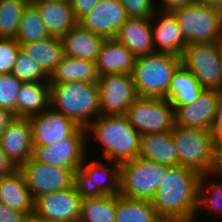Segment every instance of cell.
<instances>
[{"instance_id":"d6986e66","label":"cell","mask_w":222,"mask_h":222,"mask_svg":"<svg viewBox=\"0 0 222 222\" xmlns=\"http://www.w3.org/2000/svg\"><path fill=\"white\" fill-rule=\"evenodd\" d=\"M156 11L151 17L155 52L168 53L181 57L188 45L179 23L172 12ZM158 16L157 19L155 18ZM156 19V20H155ZM154 22L156 23H153ZM158 46V47H156ZM157 48V49H156Z\"/></svg>"},{"instance_id":"ab89813d","label":"cell","mask_w":222,"mask_h":222,"mask_svg":"<svg viewBox=\"0 0 222 222\" xmlns=\"http://www.w3.org/2000/svg\"><path fill=\"white\" fill-rule=\"evenodd\" d=\"M29 215L0 202V222H28Z\"/></svg>"},{"instance_id":"74e56055","label":"cell","mask_w":222,"mask_h":222,"mask_svg":"<svg viewBox=\"0 0 222 222\" xmlns=\"http://www.w3.org/2000/svg\"><path fill=\"white\" fill-rule=\"evenodd\" d=\"M128 18L152 17L156 12L154 0H120Z\"/></svg>"},{"instance_id":"cb8c5ba5","label":"cell","mask_w":222,"mask_h":222,"mask_svg":"<svg viewBox=\"0 0 222 222\" xmlns=\"http://www.w3.org/2000/svg\"><path fill=\"white\" fill-rule=\"evenodd\" d=\"M0 202L12 209L24 211L29 216L33 215L34 199L20 169L0 176Z\"/></svg>"},{"instance_id":"ffe728a7","label":"cell","mask_w":222,"mask_h":222,"mask_svg":"<svg viewBox=\"0 0 222 222\" xmlns=\"http://www.w3.org/2000/svg\"><path fill=\"white\" fill-rule=\"evenodd\" d=\"M115 39L124 44L135 57L154 53L151 17L128 18Z\"/></svg>"},{"instance_id":"7bdbcfd3","label":"cell","mask_w":222,"mask_h":222,"mask_svg":"<svg viewBox=\"0 0 222 222\" xmlns=\"http://www.w3.org/2000/svg\"><path fill=\"white\" fill-rule=\"evenodd\" d=\"M161 1V0H160ZM196 0H162V6L161 9H157V11H162V12H172L174 9H177L179 7H184L185 5L192 4Z\"/></svg>"},{"instance_id":"83f0119b","label":"cell","mask_w":222,"mask_h":222,"mask_svg":"<svg viewBox=\"0 0 222 222\" xmlns=\"http://www.w3.org/2000/svg\"><path fill=\"white\" fill-rule=\"evenodd\" d=\"M20 47L48 76L63 57V45L59 37L51 36L37 42L22 43Z\"/></svg>"},{"instance_id":"8d00e7d4","label":"cell","mask_w":222,"mask_h":222,"mask_svg":"<svg viewBox=\"0 0 222 222\" xmlns=\"http://www.w3.org/2000/svg\"><path fill=\"white\" fill-rule=\"evenodd\" d=\"M20 50L16 39L0 38V74L11 73Z\"/></svg>"},{"instance_id":"603a6c76","label":"cell","mask_w":222,"mask_h":222,"mask_svg":"<svg viewBox=\"0 0 222 222\" xmlns=\"http://www.w3.org/2000/svg\"><path fill=\"white\" fill-rule=\"evenodd\" d=\"M33 2L50 36L61 38L77 21L69 0H38Z\"/></svg>"},{"instance_id":"e0dca14e","label":"cell","mask_w":222,"mask_h":222,"mask_svg":"<svg viewBox=\"0 0 222 222\" xmlns=\"http://www.w3.org/2000/svg\"><path fill=\"white\" fill-rule=\"evenodd\" d=\"M128 19L120 0H100L78 23L105 39L115 38L121 26Z\"/></svg>"},{"instance_id":"d4e9b609","label":"cell","mask_w":222,"mask_h":222,"mask_svg":"<svg viewBox=\"0 0 222 222\" xmlns=\"http://www.w3.org/2000/svg\"><path fill=\"white\" fill-rule=\"evenodd\" d=\"M139 157L168 167L178 166V149L172 131L141 135Z\"/></svg>"},{"instance_id":"7402d4cb","label":"cell","mask_w":222,"mask_h":222,"mask_svg":"<svg viewBox=\"0 0 222 222\" xmlns=\"http://www.w3.org/2000/svg\"><path fill=\"white\" fill-rule=\"evenodd\" d=\"M105 38L82 27L78 22L61 37L63 55L96 61Z\"/></svg>"},{"instance_id":"f6af8a7d","label":"cell","mask_w":222,"mask_h":222,"mask_svg":"<svg viewBox=\"0 0 222 222\" xmlns=\"http://www.w3.org/2000/svg\"><path fill=\"white\" fill-rule=\"evenodd\" d=\"M14 114L0 108V135L5 131L6 127L13 120Z\"/></svg>"},{"instance_id":"7dc6e473","label":"cell","mask_w":222,"mask_h":222,"mask_svg":"<svg viewBox=\"0 0 222 222\" xmlns=\"http://www.w3.org/2000/svg\"><path fill=\"white\" fill-rule=\"evenodd\" d=\"M158 222H189L178 218H160Z\"/></svg>"},{"instance_id":"30bf717a","label":"cell","mask_w":222,"mask_h":222,"mask_svg":"<svg viewBox=\"0 0 222 222\" xmlns=\"http://www.w3.org/2000/svg\"><path fill=\"white\" fill-rule=\"evenodd\" d=\"M112 163L111 169L94 159L91 162L83 161L74 172V185L82 198L119 195L120 164Z\"/></svg>"},{"instance_id":"f35d334b","label":"cell","mask_w":222,"mask_h":222,"mask_svg":"<svg viewBox=\"0 0 222 222\" xmlns=\"http://www.w3.org/2000/svg\"><path fill=\"white\" fill-rule=\"evenodd\" d=\"M208 174L222 178V139H214L212 144V161Z\"/></svg>"},{"instance_id":"4fadbf2b","label":"cell","mask_w":222,"mask_h":222,"mask_svg":"<svg viewBox=\"0 0 222 222\" xmlns=\"http://www.w3.org/2000/svg\"><path fill=\"white\" fill-rule=\"evenodd\" d=\"M100 115H125L138 97L131 75L104 74L99 76Z\"/></svg>"},{"instance_id":"ee69618b","label":"cell","mask_w":222,"mask_h":222,"mask_svg":"<svg viewBox=\"0 0 222 222\" xmlns=\"http://www.w3.org/2000/svg\"><path fill=\"white\" fill-rule=\"evenodd\" d=\"M17 168L8 159L6 154L0 148V176H5L13 173Z\"/></svg>"},{"instance_id":"c3c4849f","label":"cell","mask_w":222,"mask_h":222,"mask_svg":"<svg viewBox=\"0 0 222 222\" xmlns=\"http://www.w3.org/2000/svg\"><path fill=\"white\" fill-rule=\"evenodd\" d=\"M28 222H51V221H46L39 217H36L35 215H31L28 219Z\"/></svg>"},{"instance_id":"f546056e","label":"cell","mask_w":222,"mask_h":222,"mask_svg":"<svg viewBox=\"0 0 222 222\" xmlns=\"http://www.w3.org/2000/svg\"><path fill=\"white\" fill-rule=\"evenodd\" d=\"M160 218L151 201L116 195L115 222H158Z\"/></svg>"},{"instance_id":"1f68e13d","label":"cell","mask_w":222,"mask_h":222,"mask_svg":"<svg viewBox=\"0 0 222 222\" xmlns=\"http://www.w3.org/2000/svg\"><path fill=\"white\" fill-rule=\"evenodd\" d=\"M51 37L36 5L29 1L24 7L19 23L16 41L19 44L37 42Z\"/></svg>"},{"instance_id":"836d02e7","label":"cell","mask_w":222,"mask_h":222,"mask_svg":"<svg viewBox=\"0 0 222 222\" xmlns=\"http://www.w3.org/2000/svg\"><path fill=\"white\" fill-rule=\"evenodd\" d=\"M207 178H211L209 174H203L200 176L199 187H198L197 214L199 210H201V207L203 208V206H205V208L209 209L210 212H212L213 210L214 215L216 216L218 215L221 217L222 216V182L220 183V181L219 182L210 181Z\"/></svg>"},{"instance_id":"2e32d148","label":"cell","mask_w":222,"mask_h":222,"mask_svg":"<svg viewBox=\"0 0 222 222\" xmlns=\"http://www.w3.org/2000/svg\"><path fill=\"white\" fill-rule=\"evenodd\" d=\"M219 96L220 91L204 89L192 103L184 106H173L175 125L211 130Z\"/></svg>"},{"instance_id":"5bb4252c","label":"cell","mask_w":222,"mask_h":222,"mask_svg":"<svg viewBox=\"0 0 222 222\" xmlns=\"http://www.w3.org/2000/svg\"><path fill=\"white\" fill-rule=\"evenodd\" d=\"M82 196L75 185L68 189L43 194L34 200L33 215L51 222H78Z\"/></svg>"},{"instance_id":"7a4b0ae2","label":"cell","mask_w":222,"mask_h":222,"mask_svg":"<svg viewBox=\"0 0 222 222\" xmlns=\"http://www.w3.org/2000/svg\"><path fill=\"white\" fill-rule=\"evenodd\" d=\"M86 131L102 145V155L109 162L121 164L139 157L141 134L125 115H99L86 127Z\"/></svg>"},{"instance_id":"d6a6232c","label":"cell","mask_w":222,"mask_h":222,"mask_svg":"<svg viewBox=\"0 0 222 222\" xmlns=\"http://www.w3.org/2000/svg\"><path fill=\"white\" fill-rule=\"evenodd\" d=\"M30 0H0V38H16L24 7Z\"/></svg>"},{"instance_id":"4dcf8cb0","label":"cell","mask_w":222,"mask_h":222,"mask_svg":"<svg viewBox=\"0 0 222 222\" xmlns=\"http://www.w3.org/2000/svg\"><path fill=\"white\" fill-rule=\"evenodd\" d=\"M116 196L82 198L78 222H115Z\"/></svg>"},{"instance_id":"44dd1931","label":"cell","mask_w":222,"mask_h":222,"mask_svg":"<svg viewBox=\"0 0 222 222\" xmlns=\"http://www.w3.org/2000/svg\"><path fill=\"white\" fill-rule=\"evenodd\" d=\"M135 56L115 38L105 39L95 61L99 76L104 74L131 75Z\"/></svg>"},{"instance_id":"8fae6325","label":"cell","mask_w":222,"mask_h":222,"mask_svg":"<svg viewBox=\"0 0 222 222\" xmlns=\"http://www.w3.org/2000/svg\"><path fill=\"white\" fill-rule=\"evenodd\" d=\"M86 128L80 127L72 136L46 146H33V158L43 164L77 170L85 160Z\"/></svg>"},{"instance_id":"ac0fdd59","label":"cell","mask_w":222,"mask_h":222,"mask_svg":"<svg viewBox=\"0 0 222 222\" xmlns=\"http://www.w3.org/2000/svg\"><path fill=\"white\" fill-rule=\"evenodd\" d=\"M0 148L17 169L32 158V132L28 118H13L0 135Z\"/></svg>"},{"instance_id":"5b68a950","label":"cell","mask_w":222,"mask_h":222,"mask_svg":"<svg viewBox=\"0 0 222 222\" xmlns=\"http://www.w3.org/2000/svg\"><path fill=\"white\" fill-rule=\"evenodd\" d=\"M187 43L222 41V11L195 1L172 11Z\"/></svg>"},{"instance_id":"ba28073f","label":"cell","mask_w":222,"mask_h":222,"mask_svg":"<svg viewBox=\"0 0 222 222\" xmlns=\"http://www.w3.org/2000/svg\"><path fill=\"white\" fill-rule=\"evenodd\" d=\"M221 49L222 41L189 43L181 55V64L204 89H221Z\"/></svg>"},{"instance_id":"9c48e42d","label":"cell","mask_w":222,"mask_h":222,"mask_svg":"<svg viewBox=\"0 0 222 222\" xmlns=\"http://www.w3.org/2000/svg\"><path fill=\"white\" fill-rule=\"evenodd\" d=\"M125 116L141 135L172 131L175 124L174 107L168 99L138 96Z\"/></svg>"},{"instance_id":"277c9868","label":"cell","mask_w":222,"mask_h":222,"mask_svg":"<svg viewBox=\"0 0 222 222\" xmlns=\"http://www.w3.org/2000/svg\"><path fill=\"white\" fill-rule=\"evenodd\" d=\"M181 65V57L154 52L135 58L131 73L137 96L167 99L173 74Z\"/></svg>"},{"instance_id":"b9f144b4","label":"cell","mask_w":222,"mask_h":222,"mask_svg":"<svg viewBox=\"0 0 222 222\" xmlns=\"http://www.w3.org/2000/svg\"><path fill=\"white\" fill-rule=\"evenodd\" d=\"M211 131L214 139H222V92H220L218 99L215 120Z\"/></svg>"},{"instance_id":"bcb514c9","label":"cell","mask_w":222,"mask_h":222,"mask_svg":"<svg viewBox=\"0 0 222 222\" xmlns=\"http://www.w3.org/2000/svg\"><path fill=\"white\" fill-rule=\"evenodd\" d=\"M222 11V0H196Z\"/></svg>"},{"instance_id":"d590c367","label":"cell","mask_w":222,"mask_h":222,"mask_svg":"<svg viewBox=\"0 0 222 222\" xmlns=\"http://www.w3.org/2000/svg\"><path fill=\"white\" fill-rule=\"evenodd\" d=\"M22 82L12 73L0 74V108L16 117V100Z\"/></svg>"},{"instance_id":"4316f807","label":"cell","mask_w":222,"mask_h":222,"mask_svg":"<svg viewBox=\"0 0 222 222\" xmlns=\"http://www.w3.org/2000/svg\"><path fill=\"white\" fill-rule=\"evenodd\" d=\"M99 74L95 61L63 55L61 61L49 76V83L70 81L98 83Z\"/></svg>"},{"instance_id":"681fc988","label":"cell","mask_w":222,"mask_h":222,"mask_svg":"<svg viewBox=\"0 0 222 222\" xmlns=\"http://www.w3.org/2000/svg\"><path fill=\"white\" fill-rule=\"evenodd\" d=\"M221 69H222V49H221ZM221 77H222V72H221ZM220 92H222V79H221V89Z\"/></svg>"},{"instance_id":"f1b7e54d","label":"cell","mask_w":222,"mask_h":222,"mask_svg":"<svg viewBox=\"0 0 222 222\" xmlns=\"http://www.w3.org/2000/svg\"><path fill=\"white\" fill-rule=\"evenodd\" d=\"M203 90L191 71L181 64L173 74L167 99L172 106H184L195 101Z\"/></svg>"},{"instance_id":"e575fe53","label":"cell","mask_w":222,"mask_h":222,"mask_svg":"<svg viewBox=\"0 0 222 222\" xmlns=\"http://www.w3.org/2000/svg\"><path fill=\"white\" fill-rule=\"evenodd\" d=\"M11 73L22 83L49 81V76L22 50L17 56Z\"/></svg>"},{"instance_id":"484cf974","label":"cell","mask_w":222,"mask_h":222,"mask_svg":"<svg viewBox=\"0 0 222 222\" xmlns=\"http://www.w3.org/2000/svg\"><path fill=\"white\" fill-rule=\"evenodd\" d=\"M50 107V83L26 82L20 86L16 100V117L28 118Z\"/></svg>"},{"instance_id":"60d3db41","label":"cell","mask_w":222,"mask_h":222,"mask_svg":"<svg viewBox=\"0 0 222 222\" xmlns=\"http://www.w3.org/2000/svg\"><path fill=\"white\" fill-rule=\"evenodd\" d=\"M74 18L78 22L83 16L88 14L100 0H69Z\"/></svg>"},{"instance_id":"9a60e30c","label":"cell","mask_w":222,"mask_h":222,"mask_svg":"<svg viewBox=\"0 0 222 222\" xmlns=\"http://www.w3.org/2000/svg\"><path fill=\"white\" fill-rule=\"evenodd\" d=\"M33 146H46L72 136L80 126L49 107L43 113L28 117Z\"/></svg>"},{"instance_id":"8992f818","label":"cell","mask_w":222,"mask_h":222,"mask_svg":"<svg viewBox=\"0 0 222 222\" xmlns=\"http://www.w3.org/2000/svg\"><path fill=\"white\" fill-rule=\"evenodd\" d=\"M168 168L141 157L121 163L119 195L151 201Z\"/></svg>"},{"instance_id":"52a82bcc","label":"cell","mask_w":222,"mask_h":222,"mask_svg":"<svg viewBox=\"0 0 222 222\" xmlns=\"http://www.w3.org/2000/svg\"><path fill=\"white\" fill-rule=\"evenodd\" d=\"M172 138L178 149V165L208 174L212 161L213 133L200 128L173 126Z\"/></svg>"},{"instance_id":"7c38bea8","label":"cell","mask_w":222,"mask_h":222,"mask_svg":"<svg viewBox=\"0 0 222 222\" xmlns=\"http://www.w3.org/2000/svg\"><path fill=\"white\" fill-rule=\"evenodd\" d=\"M20 170L24 173L32 198L68 189L74 185L76 170L51 166L30 158Z\"/></svg>"},{"instance_id":"6da1fadb","label":"cell","mask_w":222,"mask_h":222,"mask_svg":"<svg viewBox=\"0 0 222 222\" xmlns=\"http://www.w3.org/2000/svg\"><path fill=\"white\" fill-rule=\"evenodd\" d=\"M200 176L181 165L169 167L151 200L157 214L196 222Z\"/></svg>"},{"instance_id":"3957f363","label":"cell","mask_w":222,"mask_h":222,"mask_svg":"<svg viewBox=\"0 0 222 222\" xmlns=\"http://www.w3.org/2000/svg\"><path fill=\"white\" fill-rule=\"evenodd\" d=\"M50 107L86 128L100 115L98 83H50Z\"/></svg>"}]
</instances>
